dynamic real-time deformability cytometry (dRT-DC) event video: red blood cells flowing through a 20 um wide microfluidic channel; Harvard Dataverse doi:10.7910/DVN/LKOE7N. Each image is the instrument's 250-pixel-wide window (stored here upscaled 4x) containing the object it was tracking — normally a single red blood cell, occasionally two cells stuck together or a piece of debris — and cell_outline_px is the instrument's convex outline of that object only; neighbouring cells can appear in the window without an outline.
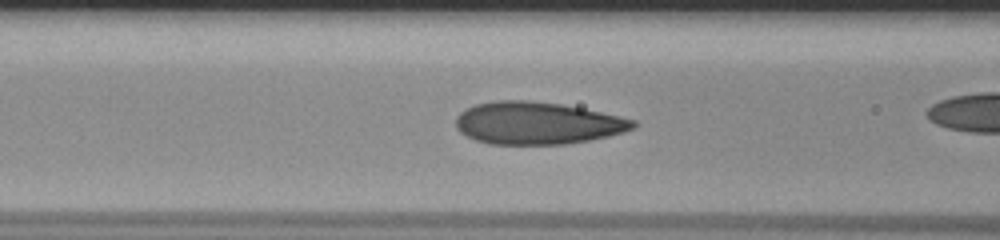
{"species": "human", "species_latin": "Homo sapiens", "temperature_condition": "room temperature", "stored_images_in_passage": 29, "camera_frame_rate_fps": 3000, "um_per_image_px": 0.085, "donor": {"sex": "male"}, "frame": {"image": 1, "passage_image": 9, "time_ms": 2.667, "image_size_px": [1000, 240], "cell_outline_px": [[636, 124], [632, 128], [624, 132], [608, 136], [588, 140], [564, 144], [488, 144], [476, 140], [460, 132], [456, 128], [456, 116], [460, 112], [476, 104], [496, 100], [528, 100], [560, 104], [600, 112], [636, 120]], "centroid_in_image_um": [45.63, 10.46], "position_along_channel_um": 121.0, "area_um2": 43.47}}
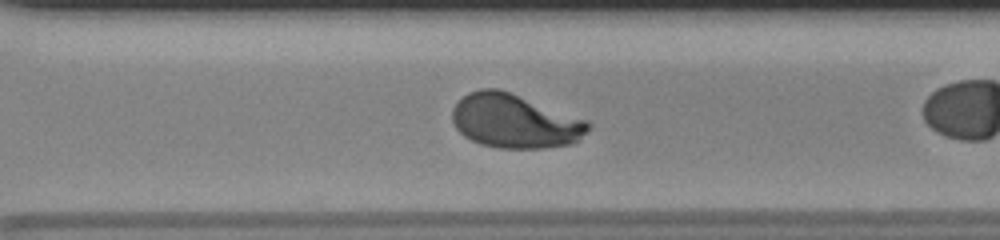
{"frame": {"image": 2, "passage_image": 25, "time_ms": 8.0, "image_size_px": [1000, 240], "cell_outline_px": [[588, 128], [572, 144], [544, 148], [496, 148], [480, 144], [464, 136], [456, 128], [452, 120], [452, 108], [468, 92], [480, 88], [496, 88], [508, 92], [584, 120], [588, 124]], "centroid_in_image_um": [43.65, 10.31], "position_along_channel_um": 326.9, "area_um2": 41.79}}